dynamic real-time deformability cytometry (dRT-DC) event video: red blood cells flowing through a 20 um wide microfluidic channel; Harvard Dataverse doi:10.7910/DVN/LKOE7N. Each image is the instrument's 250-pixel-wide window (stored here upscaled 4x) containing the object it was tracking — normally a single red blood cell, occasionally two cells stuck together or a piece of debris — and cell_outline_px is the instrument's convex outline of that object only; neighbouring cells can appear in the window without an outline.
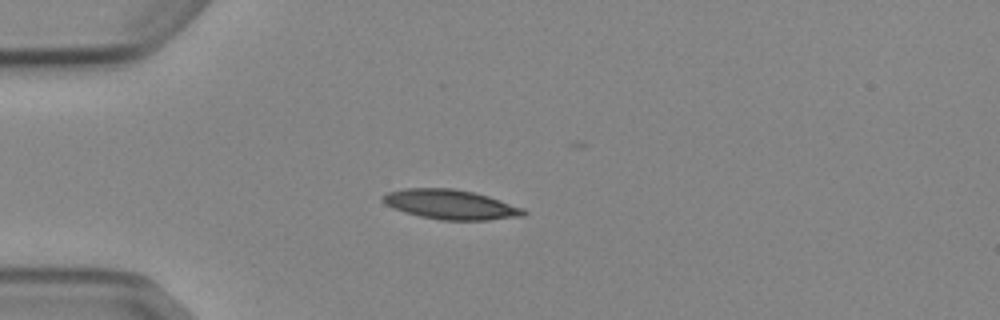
{"species": "Egyptian fruit bat (a non-hibernating species)", "species_latin": "Rousettus aegyptiacus", "temperature_condition": "cold", "stored_images_in_passage": 6, "camera_frame_rate_fps": 3000, "um_per_image_px": 0.085, "animal": {"sex": "female"}, "frame": {"image": 1, "passage_image": 3, "time_ms": 2.667, "image_size_px": [1000, 320], "cell_outline_px": [[528, 212], [524, 216], [488, 220], [440, 220], [420, 216], [404, 212], [384, 204], [380, 200], [380, 196], [388, 192], [404, 188], [452, 188], [472, 192], [488, 196], [524, 208]], "centroid_in_image_um": [38.28, 17.38], "position_along_channel_um": 46.7, "area_um2": 24.45}}
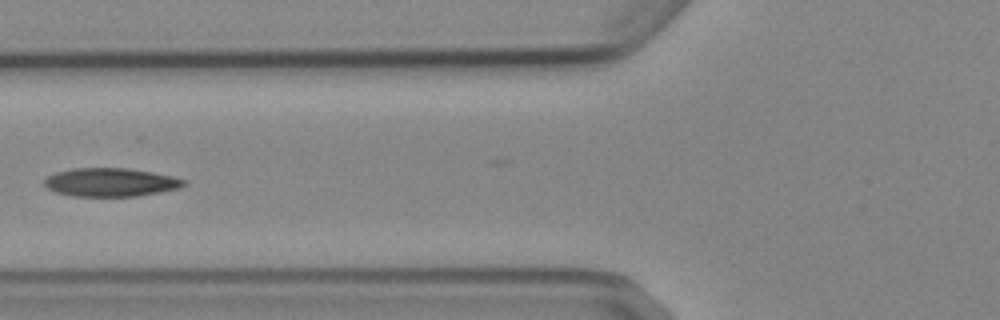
{"frame": {"image": 2, "passage_image": 5, "time_ms": 5.0, "image_size_px": [1000, 320], "cell_outline_px": [[188, 184], [180, 188], [160, 192], [136, 196], [72, 196], [56, 192], [48, 188], [44, 184], [44, 180], [48, 176], [56, 172], [72, 168], [128, 168], [152, 172], [172, 176], [188, 180]], "centroid_in_image_um": [9.44, 15.49], "position_along_channel_um": 116.4, "area_um2": 23.24}}